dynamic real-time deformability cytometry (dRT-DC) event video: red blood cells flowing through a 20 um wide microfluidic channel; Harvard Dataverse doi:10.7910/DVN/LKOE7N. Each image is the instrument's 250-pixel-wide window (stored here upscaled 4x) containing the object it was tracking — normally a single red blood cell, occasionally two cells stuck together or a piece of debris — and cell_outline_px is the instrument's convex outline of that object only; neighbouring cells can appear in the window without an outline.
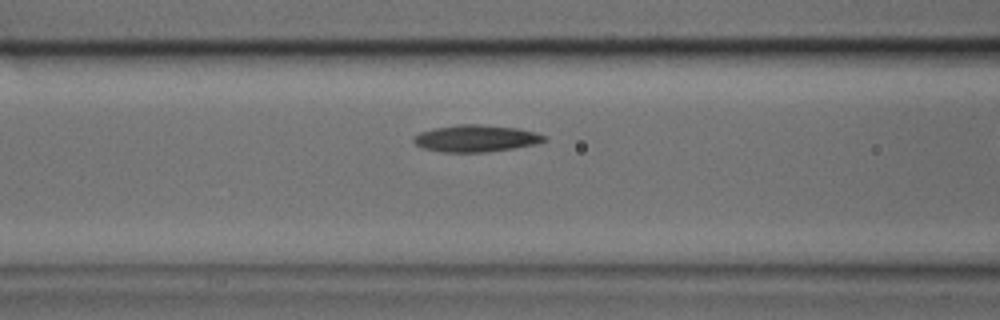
{"species": "common noctule bat (a hibernating species)", "species_latin": "Nyctalus noctula", "temperature_condition": "cold", "stored_images_in_passage": 6, "camera_frame_rate_fps": 3000, "um_per_image_px": 0.085, "animal": {"sex": "male", "body_mass_g": 17.9, "forearm_length_mm": 54.2}, "frame": {"image": 1, "passage_image": 5, "time_ms": 1.333, "image_size_px": [1000, 320], "cell_outline_px": [[548, 140], [536, 144], [488, 152], [440, 152], [420, 148], [412, 140], [412, 136], [420, 132], [436, 128], [460, 124], [480, 124], [516, 128], [536, 132], [548, 136]], "centroid_in_image_um": [40.45, 11.77], "position_along_channel_um": 126.2, "area_um2": 20.63}}